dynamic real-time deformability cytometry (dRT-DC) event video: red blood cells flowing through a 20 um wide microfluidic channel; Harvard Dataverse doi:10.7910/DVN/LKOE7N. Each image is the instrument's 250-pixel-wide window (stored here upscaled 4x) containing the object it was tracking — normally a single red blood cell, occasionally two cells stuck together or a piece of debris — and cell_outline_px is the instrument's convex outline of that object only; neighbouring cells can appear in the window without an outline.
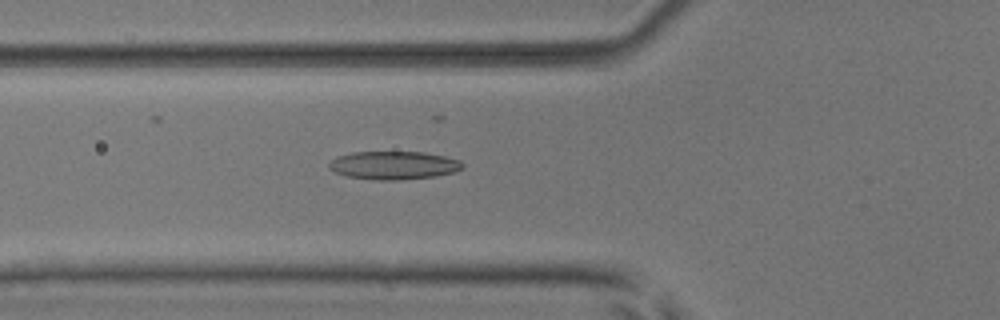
{"species": "common noctule bat (a hibernating species)", "species_latin": "Nyctalus noctula", "temperature_condition": "room temperature", "stored_images_in_passage": 34, "camera_frame_rate_fps": 3000, "um_per_image_px": 0.085, "animal": {"sex": "male", "body_mass_g": 17.9, "forearm_length_mm": 54.2}, "frame": {"image": 1, "passage_image": 7, "time_ms": 2.0, "image_size_px": [1000, 320], "cell_outline_px": [[464, 168], [456, 172], [436, 176], [396, 180], [376, 180], [348, 176], [336, 172], [328, 168], [328, 164], [332, 160], [340, 156], [352, 152], [424, 152], [444, 156], [460, 160], [464, 164]], "centroid_in_image_um": [33.52, 14.05], "position_along_channel_um": 92.3, "area_um2": 21.91}}
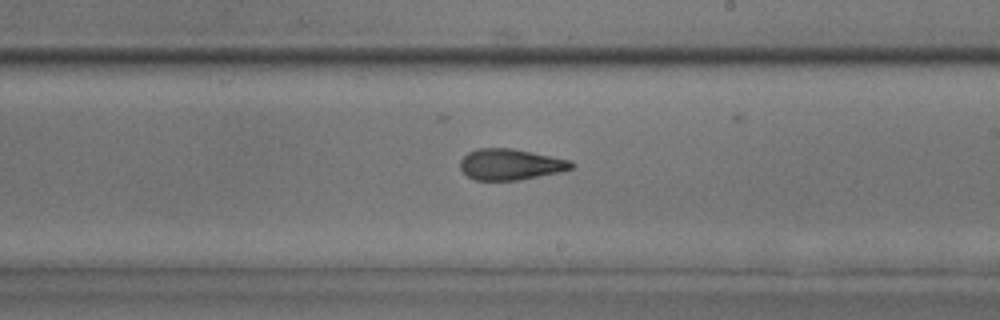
{"frame": {"image": 2, "passage_image": 19, "time_ms": 6.0, "image_size_px": [1000, 320], "cell_outline_px": [[576, 164], [572, 168], [560, 172], [520, 180], [476, 180], [468, 176], [460, 168], [460, 160], [468, 152], [476, 148], [512, 148], [572, 160]], "centroid_in_image_um": [43.41, 13.97], "position_along_channel_um": 245.6, "area_um2": 20.23}}
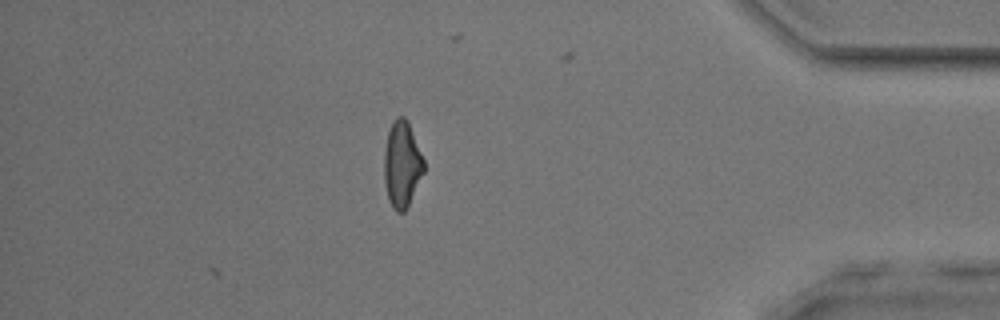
{"frame": {"image": 3, "passage_image": 34, "time_ms": 11.0, "image_size_px": [1000, 320], "cell_outline_px": [[424, 172], [404, 212], [396, 212], [392, 208], [388, 200], [384, 180], [384, 152], [388, 132], [396, 116], [404, 116], [408, 120], [424, 160]], "centroid_in_image_um": [34.16, 13.96], "position_along_channel_um": 401.0, "area_um2": 19.88}, "authors_computed_cell_mechanics": {"area_um2": 20.4612, "velocity_mm_per_s": 3.8392, "shape_relaxation_time_tau1_ms": 5.4822, "shape_relaxation_time_tau2_ms": 2.7076, "deformation_change_tau1": 0.1627, "deformation_change_tau2": 0.1127}}